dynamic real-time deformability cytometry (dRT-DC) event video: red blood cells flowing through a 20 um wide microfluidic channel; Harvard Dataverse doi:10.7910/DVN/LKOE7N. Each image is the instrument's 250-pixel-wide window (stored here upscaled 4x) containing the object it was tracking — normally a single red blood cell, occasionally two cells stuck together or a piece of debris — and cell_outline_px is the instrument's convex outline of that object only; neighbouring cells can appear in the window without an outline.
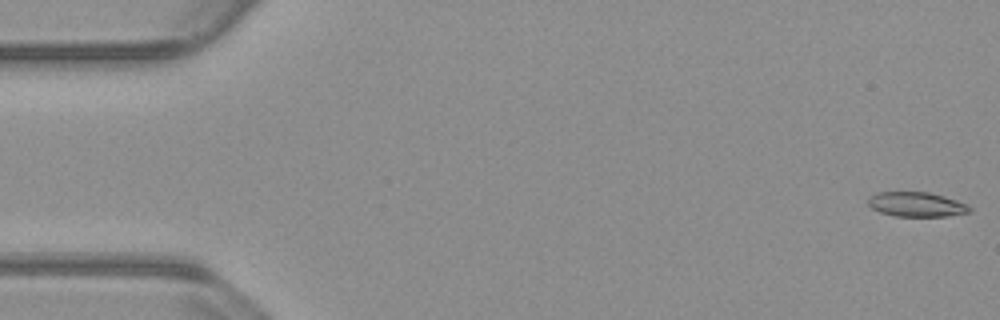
{"species": "common noctule bat (a hibernating species)", "species_latin": "Nyctalus noctula", "temperature_condition": "warm", "stored_images_in_passage": 52, "camera_frame_rate_fps": 3000, "um_per_image_px": 0.085, "animal": {"sex": "male", "body_mass_g": 23.1, "forearm_length_mm": 52.7}, "frame": {"image": 1, "passage_image": 1, "time_ms": 0.0, "image_size_px": [1000, 320], "cell_outline_px": [[972, 212], [948, 216], [896, 216], [880, 212], [872, 208], [868, 204], [868, 196], [876, 192], [928, 192], [944, 196], [956, 200], [972, 208]], "centroid_in_image_um": [77.88, 17.37], "position_along_channel_um": 7.1, "area_um2": 14.57}}
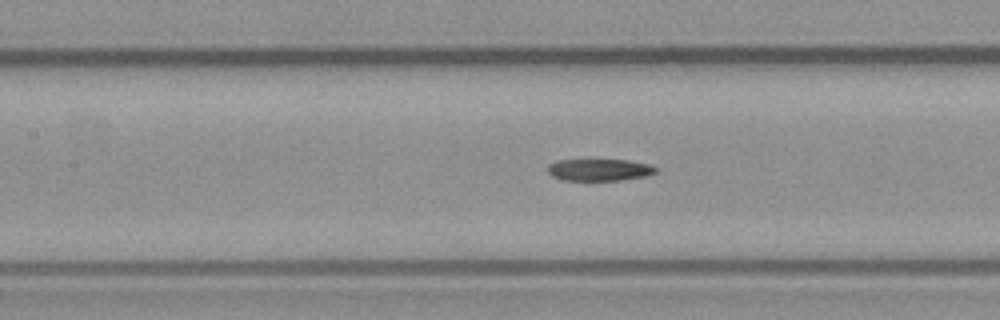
{"frame": {"image": 2, "passage_image": 24, "time_ms": 7.667, "image_size_px": [1000, 320], "cell_outline_px": [[656, 172], [648, 176], [620, 180], [564, 180], [552, 176], [548, 172], [548, 164], [556, 160], [628, 160], [648, 164], [656, 168]], "centroid_in_image_um": [50.93, 14.43], "position_along_channel_um": 156.5, "area_um2": 13.76}}
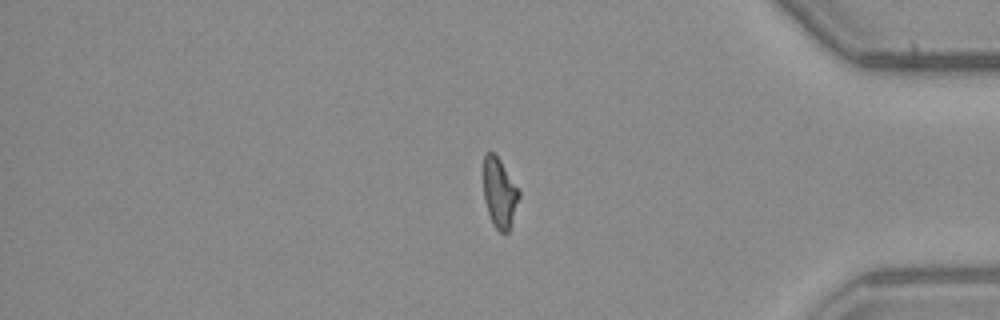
{"frame": {"image": 3, "passage_image": 45, "time_ms": 14.667, "image_size_px": [1000, 320], "cell_outline_px": [[520, 196], [508, 232], [500, 232], [492, 224], [484, 200], [484, 156], [488, 152], [492, 152], [500, 160], [520, 192]], "centroid_in_image_um": [42.45, 16.42], "position_along_channel_um": 392.7, "area_um2": 14.1}}